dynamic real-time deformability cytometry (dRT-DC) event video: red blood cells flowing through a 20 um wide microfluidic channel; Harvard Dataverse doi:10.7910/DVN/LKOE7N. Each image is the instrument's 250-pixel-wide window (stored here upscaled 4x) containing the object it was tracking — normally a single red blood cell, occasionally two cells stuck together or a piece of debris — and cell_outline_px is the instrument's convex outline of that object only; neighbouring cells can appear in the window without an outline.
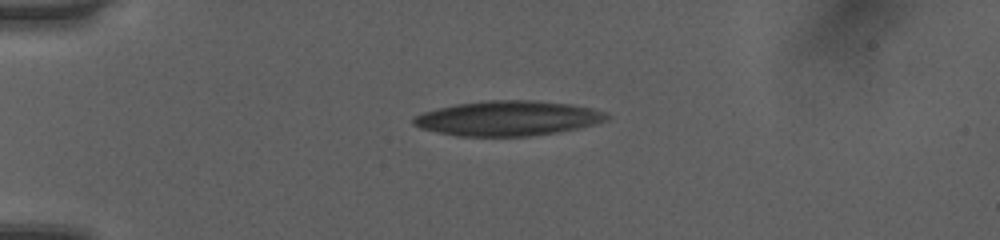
{"species": "human", "species_latin": "Homo sapiens", "temperature_condition": "room temperature", "stored_images_in_passage": 41, "camera_frame_rate_fps": 3000, "um_per_image_px": 0.085, "donor": {"sex": "female"}, "frame": {"image": 1, "passage_image": 1, "time_ms": 0.0, "image_size_px": [1000, 240], "cell_outline_px": [[608, 116], [604, 120], [592, 124], [576, 128], [528, 136], [460, 136], [420, 128], [412, 124], [412, 120], [416, 116], [424, 112], [456, 104], [488, 100], [528, 100], [568, 104], [588, 108], [604, 112]], "centroid_in_image_um": [43.09, 10.05], "position_along_channel_um": 41.9, "area_um2": 38.32}}
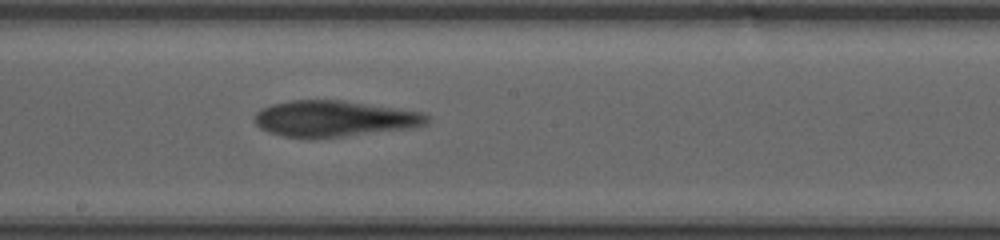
{"frame": {"image": 2, "passage_image": 18, "time_ms": 5.667, "image_size_px": [1000, 240], "cell_outline_px": [[428, 120], [424, 124], [404, 128], [312, 140], [284, 136], [268, 132], [260, 128], [252, 120], [256, 112], [272, 104], [292, 100], [344, 100], [420, 112], [428, 116]], "centroid_in_image_um": [28.28, 10.09], "position_along_channel_um": 219.9, "area_um2": 35.95}}
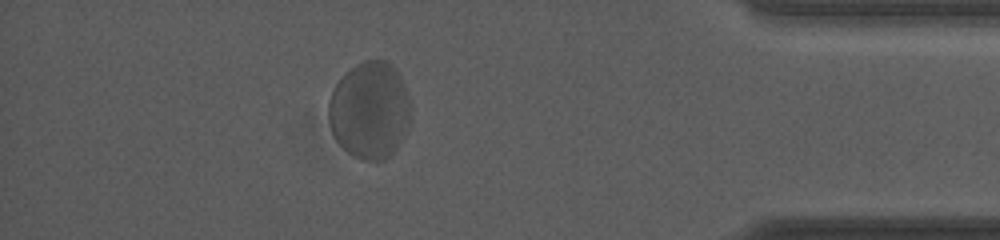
{"frame": {"image": 3, "passage_image": 35, "time_ms": 11.333, "image_size_px": [1000, 240], "cell_outline_px": [[408, 124], [396, 148], [384, 160], [364, 160], [348, 152], [336, 140], [332, 132], [328, 120], [328, 104], [332, 92], [336, 84], [356, 64], [364, 60], [384, 60], [396, 72], [408, 96]], "centroid_in_image_um": [31.37, 9.39], "position_along_channel_um": 403.8, "area_um2": 45.2}}